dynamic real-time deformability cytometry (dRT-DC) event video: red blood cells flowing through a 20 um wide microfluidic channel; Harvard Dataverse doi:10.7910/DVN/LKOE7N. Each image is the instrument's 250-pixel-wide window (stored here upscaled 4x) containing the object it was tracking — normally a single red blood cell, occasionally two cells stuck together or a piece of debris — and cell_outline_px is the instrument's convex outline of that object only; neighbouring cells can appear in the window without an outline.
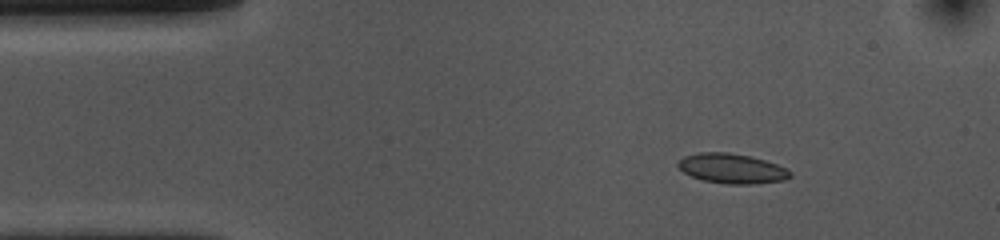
{"species": "common noctule bat (a hibernating species)", "species_latin": "Nyctalus noctula", "temperature_condition": "cold", "stored_images_in_passage": 48, "camera_frame_rate_fps": 3000, "um_per_image_px": 0.085, "animal": {"sex": "female", "body_mass_g": 10.0, "forearm_length_mm": 53.1}, "frame": {"image": 1, "passage_image": 1, "time_ms": 0.0, "image_size_px": [1000, 240], "cell_outline_px": [[792, 176], [784, 180], [752, 184], [728, 184], [704, 180], [692, 176], [684, 172], [676, 164], [684, 156], [700, 152], [728, 152], [748, 156], [764, 160], [788, 168], [792, 172]], "centroid_in_image_um": [62.24, 14.32], "position_along_channel_um": 22.8, "area_um2": 19.36}}
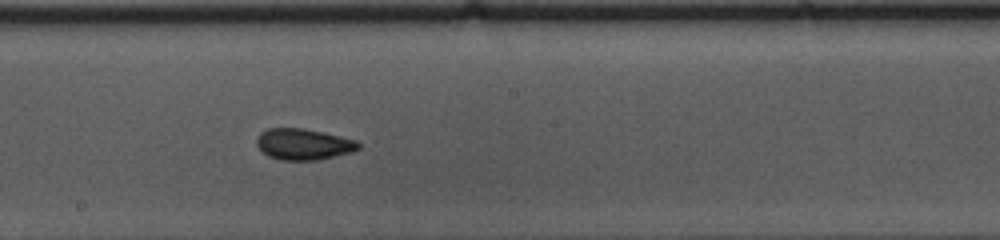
{"frame": {"image": 2, "passage_image": 22, "time_ms": 7.0, "image_size_px": [1000, 240], "cell_outline_px": [[360, 148], [352, 152], [316, 160], [280, 160], [268, 156], [260, 152], [256, 144], [256, 140], [260, 132], [268, 128], [304, 128], [324, 132], [356, 140], [360, 144]], "centroid_in_image_um": [25.76, 12.25], "position_along_channel_um": 222.4, "area_um2": 18.67}}
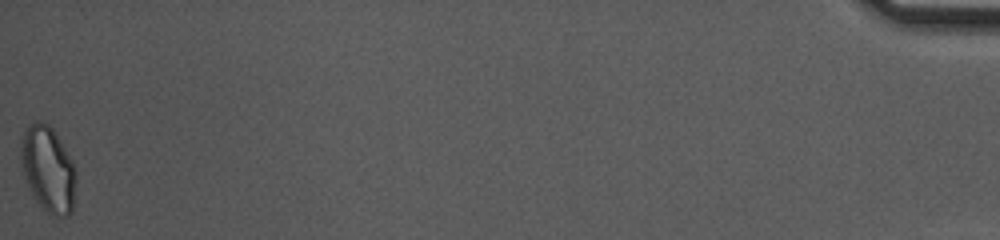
{"frame": {"image": 3, "passage_image": 48, "time_ms": 15.667, "image_size_px": [1000, 240], "cell_outline_px": [[76, 180], [72, 212], [68, 216], [60, 220], [52, 216], [40, 208], [32, 196], [20, 168], [20, 144], [24, 132], [36, 120], [40, 120], [48, 124], [52, 128], [60, 140], [72, 160], [76, 172]], "centroid_in_image_um": [4.08, 14.45], "position_along_channel_um": 431.1, "area_um2": 28.26}, "authors_computed_cell_mechanics": {"area_um2": 18.8139, "velocity_mm_per_s": 3.6221, "shape_relaxation_time_tau1_ms": 8.1324, "shape_relaxation_time_tau2_ms": 2.6482, "deformation_change_tau1": 0.125, "deformation_change_tau2": 0.0445}}